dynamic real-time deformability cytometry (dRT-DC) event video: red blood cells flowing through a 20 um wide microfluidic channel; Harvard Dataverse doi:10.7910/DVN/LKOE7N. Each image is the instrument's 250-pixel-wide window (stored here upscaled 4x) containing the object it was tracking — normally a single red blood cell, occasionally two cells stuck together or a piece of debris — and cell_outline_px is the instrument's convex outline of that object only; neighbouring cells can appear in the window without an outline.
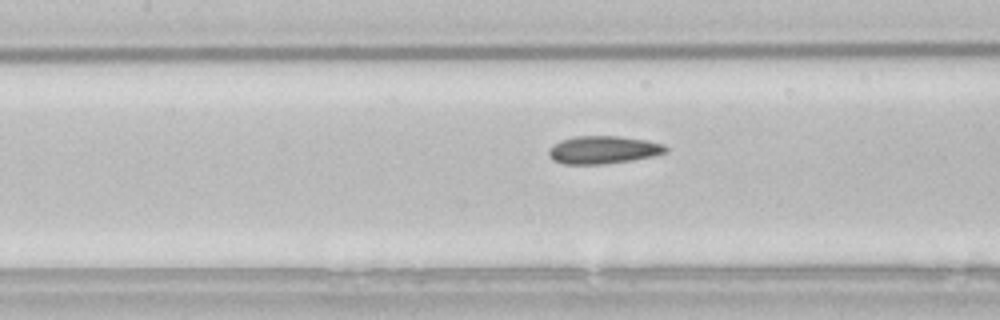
{"species": "common noctule bat (a hibernating species)", "species_latin": "Nyctalus noctula", "temperature_condition": "room temperature", "stored_images_in_passage": 37, "camera_frame_rate_fps": 3000, "um_per_image_px": 0.085, "animal": {"sex": "male", "body_mass_g": 21.5, "forearm_length_mm": 52.0}, "frame": {"image": 1, "passage_image": 8, "time_ms": 2.333, "image_size_px": [1000, 320], "cell_outline_px": [[668, 152], [652, 156], [632, 160], [604, 164], [564, 164], [552, 160], [548, 156], [548, 148], [560, 140], [576, 136], [620, 136], [648, 140], [664, 144], [668, 148]], "centroid_in_image_um": [51.27, 12.73], "position_along_channel_um": 156.1, "area_um2": 19.19}}
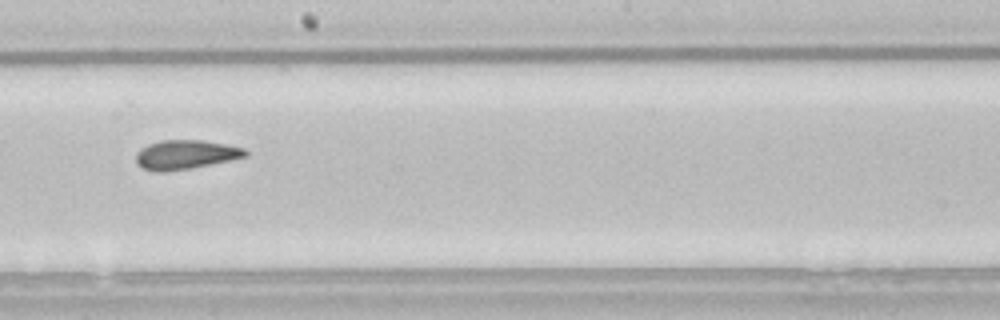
{"frame": {"image": 2, "passage_image": 14, "time_ms": 4.333, "image_size_px": [1000, 320], "cell_outline_px": [[248, 156], [188, 168], [164, 172], [156, 172], [144, 168], [136, 164], [136, 152], [140, 148], [148, 144], [160, 140], [204, 140], [244, 148], [248, 152]], "centroid_in_image_um": [15.72, 13.13], "position_along_channel_um": 232.5, "area_um2": 18.44}}
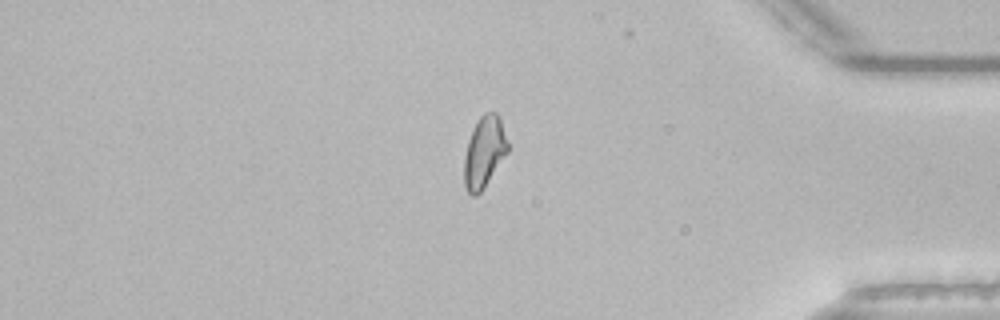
{"frame": {"image": 3, "passage_image": 29, "time_ms": 9.333, "image_size_px": [1000, 320], "cell_outline_px": [[508, 152], [484, 188], [476, 196], [472, 196], [468, 192], [464, 184], [464, 156], [468, 140], [480, 116], [484, 112], [496, 112], [500, 116], [508, 140]], "centroid_in_image_um": [41.17, 12.92], "position_along_channel_um": 394.0, "area_um2": 18.21}, "authors_computed_cell_mechanics": {"area_um2": 18.496, "velocity_mm_per_s": 3.816, "shape_relaxation_time_tau1_ms": null, "shape_relaxation_time_tau2_ms": 3.7166, "deformation_change_tau1": null, "deformation_change_tau2": 0.1087}}